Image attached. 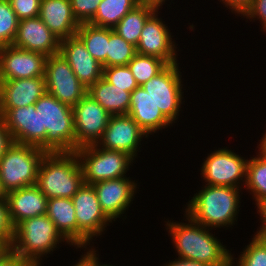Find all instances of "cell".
I'll return each mask as SVG.
<instances>
[{"label":"cell","instance_id":"cell-3","mask_svg":"<svg viewBox=\"0 0 266 266\" xmlns=\"http://www.w3.org/2000/svg\"><path fill=\"white\" fill-rule=\"evenodd\" d=\"M239 194V188L236 187L204 186L188 202L185 215L211 230L232 226L237 221V209L241 200Z\"/></svg>","mask_w":266,"mask_h":266},{"label":"cell","instance_id":"cell-22","mask_svg":"<svg viewBox=\"0 0 266 266\" xmlns=\"http://www.w3.org/2000/svg\"><path fill=\"white\" fill-rule=\"evenodd\" d=\"M38 17L60 41L75 36L80 27L70 0H41Z\"/></svg>","mask_w":266,"mask_h":266},{"label":"cell","instance_id":"cell-6","mask_svg":"<svg viewBox=\"0 0 266 266\" xmlns=\"http://www.w3.org/2000/svg\"><path fill=\"white\" fill-rule=\"evenodd\" d=\"M46 152L34 145L13 142L0 158V178L4 190L35 185L38 169Z\"/></svg>","mask_w":266,"mask_h":266},{"label":"cell","instance_id":"cell-26","mask_svg":"<svg viewBox=\"0 0 266 266\" xmlns=\"http://www.w3.org/2000/svg\"><path fill=\"white\" fill-rule=\"evenodd\" d=\"M156 10L159 9L151 4L140 3L130 10L113 30L136 47L145 22Z\"/></svg>","mask_w":266,"mask_h":266},{"label":"cell","instance_id":"cell-16","mask_svg":"<svg viewBox=\"0 0 266 266\" xmlns=\"http://www.w3.org/2000/svg\"><path fill=\"white\" fill-rule=\"evenodd\" d=\"M128 177L98 181L93 185L102 211L112 221H115L135 198L136 182Z\"/></svg>","mask_w":266,"mask_h":266},{"label":"cell","instance_id":"cell-33","mask_svg":"<svg viewBox=\"0 0 266 266\" xmlns=\"http://www.w3.org/2000/svg\"><path fill=\"white\" fill-rule=\"evenodd\" d=\"M237 266H266V239L256 233L249 245L240 254Z\"/></svg>","mask_w":266,"mask_h":266},{"label":"cell","instance_id":"cell-20","mask_svg":"<svg viewBox=\"0 0 266 266\" xmlns=\"http://www.w3.org/2000/svg\"><path fill=\"white\" fill-rule=\"evenodd\" d=\"M45 92V76L2 81L0 110L34 105Z\"/></svg>","mask_w":266,"mask_h":266},{"label":"cell","instance_id":"cell-46","mask_svg":"<svg viewBox=\"0 0 266 266\" xmlns=\"http://www.w3.org/2000/svg\"><path fill=\"white\" fill-rule=\"evenodd\" d=\"M165 1L166 0H138L139 3L151 4V5L155 6V7H157L158 9L160 8V6L163 5V3H165Z\"/></svg>","mask_w":266,"mask_h":266},{"label":"cell","instance_id":"cell-36","mask_svg":"<svg viewBox=\"0 0 266 266\" xmlns=\"http://www.w3.org/2000/svg\"><path fill=\"white\" fill-rule=\"evenodd\" d=\"M18 20L39 16L41 0H9Z\"/></svg>","mask_w":266,"mask_h":266},{"label":"cell","instance_id":"cell-9","mask_svg":"<svg viewBox=\"0 0 266 266\" xmlns=\"http://www.w3.org/2000/svg\"><path fill=\"white\" fill-rule=\"evenodd\" d=\"M180 73L178 63L168 64L158 75L141 85L172 123L178 119L183 100Z\"/></svg>","mask_w":266,"mask_h":266},{"label":"cell","instance_id":"cell-28","mask_svg":"<svg viewBox=\"0 0 266 266\" xmlns=\"http://www.w3.org/2000/svg\"><path fill=\"white\" fill-rule=\"evenodd\" d=\"M138 4H140L138 0H102L94 18L89 23L95 26L114 28Z\"/></svg>","mask_w":266,"mask_h":266},{"label":"cell","instance_id":"cell-24","mask_svg":"<svg viewBox=\"0 0 266 266\" xmlns=\"http://www.w3.org/2000/svg\"><path fill=\"white\" fill-rule=\"evenodd\" d=\"M46 215L55 224L66 242L77 249V219L71 198H50Z\"/></svg>","mask_w":266,"mask_h":266},{"label":"cell","instance_id":"cell-12","mask_svg":"<svg viewBox=\"0 0 266 266\" xmlns=\"http://www.w3.org/2000/svg\"><path fill=\"white\" fill-rule=\"evenodd\" d=\"M247 161L232 150L218 149L202 163L201 175L206 185L241 188L240 181L246 180Z\"/></svg>","mask_w":266,"mask_h":266},{"label":"cell","instance_id":"cell-51","mask_svg":"<svg viewBox=\"0 0 266 266\" xmlns=\"http://www.w3.org/2000/svg\"><path fill=\"white\" fill-rule=\"evenodd\" d=\"M233 260H234V257L232 256V262H230L227 266H234L233 264H235V262Z\"/></svg>","mask_w":266,"mask_h":266},{"label":"cell","instance_id":"cell-49","mask_svg":"<svg viewBox=\"0 0 266 266\" xmlns=\"http://www.w3.org/2000/svg\"><path fill=\"white\" fill-rule=\"evenodd\" d=\"M257 232L262 234L264 236V238L266 239V226H261L260 230Z\"/></svg>","mask_w":266,"mask_h":266},{"label":"cell","instance_id":"cell-39","mask_svg":"<svg viewBox=\"0 0 266 266\" xmlns=\"http://www.w3.org/2000/svg\"><path fill=\"white\" fill-rule=\"evenodd\" d=\"M0 266H35L30 261L22 258L10 250L5 257L0 260Z\"/></svg>","mask_w":266,"mask_h":266},{"label":"cell","instance_id":"cell-19","mask_svg":"<svg viewBox=\"0 0 266 266\" xmlns=\"http://www.w3.org/2000/svg\"><path fill=\"white\" fill-rule=\"evenodd\" d=\"M0 116L13 142L37 147L41 145L40 117L34 105L0 110Z\"/></svg>","mask_w":266,"mask_h":266},{"label":"cell","instance_id":"cell-34","mask_svg":"<svg viewBox=\"0 0 266 266\" xmlns=\"http://www.w3.org/2000/svg\"><path fill=\"white\" fill-rule=\"evenodd\" d=\"M102 77L124 91L132 92L138 84L127 65L103 68Z\"/></svg>","mask_w":266,"mask_h":266},{"label":"cell","instance_id":"cell-30","mask_svg":"<svg viewBox=\"0 0 266 266\" xmlns=\"http://www.w3.org/2000/svg\"><path fill=\"white\" fill-rule=\"evenodd\" d=\"M168 64L157 57L136 53L127 64L138 86L158 75Z\"/></svg>","mask_w":266,"mask_h":266},{"label":"cell","instance_id":"cell-25","mask_svg":"<svg viewBox=\"0 0 266 266\" xmlns=\"http://www.w3.org/2000/svg\"><path fill=\"white\" fill-rule=\"evenodd\" d=\"M87 93L109 114H128L131 92L109 83L103 77L88 88Z\"/></svg>","mask_w":266,"mask_h":266},{"label":"cell","instance_id":"cell-7","mask_svg":"<svg viewBox=\"0 0 266 266\" xmlns=\"http://www.w3.org/2000/svg\"><path fill=\"white\" fill-rule=\"evenodd\" d=\"M74 152L86 184L125 177L129 166L135 160L123 151L107 150L97 144L77 148Z\"/></svg>","mask_w":266,"mask_h":266},{"label":"cell","instance_id":"cell-5","mask_svg":"<svg viewBox=\"0 0 266 266\" xmlns=\"http://www.w3.org/2000/svg\"><path fill=\"white\" fill-rule=\"evenodd\" d=\"M65 240L45 214L25 219L14 228L11 250L35 266H41V256L50 254L57 244Z\"/></svg>","mask_w":266,"mask_h":266},{"label":"cell","instance_id":"cell-2","mask_svg":"<svg viewBox=\"0 0 266 266\" xmlns=\"http://www.w3.org/2000/svg\"><path fill=\"white\" fill-rule=\"evenodd\" d=\"M40 117L41 145L46 153H73L75 130L72 107L45 92L34 104Z\"/></svg>","mask_w":266,"mask_h":266},{"label":"cell","instance_id":"cell-38","mask_svg":"<svg viewBox=\"0 0 266 266\" xmlns=\"http://www.w3.org/2000/svg\"><path fill=\"white\" fill-rule=\"evenodd\" d=\"M249 18V20L252 18H258L259 21L262 23V29L266 30V0H253L252 5L250 8L246 11V13L243 15Z\"/></svg>","mask_w":266,"mask_h":266},{"label":"cell","instance_id":"cell-42","mask_svg":"<svg viewBox=\"0 0 266 266\" xmlns=\"http://www.w3.org/2000/svg\"><path fill=\"white\" fill-rule=\"evenodd\" d=\"M95 248L91 250L89 249L84 255H82L77 262V264L73 266H95Z\"/></svg>","mask_w":266,"mask_h":266},{"label":"cell","instance_id":"cell-15","mask_svg":"<svg viewBox=\"0 0 266 266\" xmlns=\"http://www.w3.org/2000/svg\"><path fill=\"white\" fill-rule=\"evenodd\" d=\"M156 10L145 22L136 46V52L142 55L154 56L167 64L177 63L176 45L173 44L171 32L158 18ZM161 19V20H160Z\"/></svg>","mask_w":266,"mask_h":266},{"label":"cell","instance_id":"cell-47","mask_svg":"<svg viewBox=\"0 0 266 266\" xmlns=\"http://www.w3.org/2000/svg\"><path fill=\"white\" fill-rule=\"evenodd\" d=\"M264 134L265 135L261 138L262 140H260V144L258 145L260 146L258 150L266 156V132Z\"/></svg>","mask_w":266,"mask_h":266},{"label":"cell","instance_id":"cell-17","mask_svg":"<svg viewBox=\"0 0 266 266\" xmlns=\"http://www.w3.org/2000/svg\"><path fill=\"white\" fill-rule=\"evenodd\" d=\"M59 53L69 63L74 74L86 88L102 78V64L92 57L77 35L60 41Z\"/></svg>","mask_w":266,"mask_h":266},{"label":"cell","instance_id":"cell-32","mask_svg":"<svg viewBox=\"0 0 266 266\" xmlns=\"http://www.w3.org/2000/svg\"><path fill=\"white\" fill-rule=\"evenodd\" d=\"M18 18L9 0H0V47L12 45L17 29Z\"/></svg>","mask_w":266,"mask_h":266},{"label":"cell","instance_id":"cell-44","mask_svg":"<svg viewBox=\"0 0 266 266\" xmlns=\"http://www.w3.org/2000/svg\"><path fill=\"white\" fill-rule=\"evenodd\" d=\"M11 250V246L5 241H0V260Z\"/></svg>","mask_w":266,"mask_h":266},{"label":"cell","instance_id":"cell-21","mask_svg":"<svg viewBox=\"0 0 266 266\" xmlns=\"http://www.w3.org/2000/svg\"><path fill=\"white\" fill-rule=\"evenodd\" d=\"M8 217L13 228L25 219L45 215L48 198L31 185L7 193Z\"/></svg>","mask_w":266,"mask_h":266},{"label":"cell","instance_id":"cell-37","mask_svg":"<svg viewBox=\"0 0 266 266\" xmlns=\"http://www.w3.org/2000/svg\"><path fill=\"white\" fill-rule=\"evenodd\" d=\"M14 237V228L8 217V206L6 200H0V241H5L10 246Z\"/></svg>","mask_w":266,"mask_h":266},{"label":"cell","instance_id":"cell-31","mask_svg":"<svg viewBox=\"0 0 266 266\" xmlns=\"http://www.w3.org/2000/svg\"><path fill=\"white\" fill-rule=\"evenodd\" d=\"M136 47L109 28L107 67L127 65L136 54Z\"/></svg>","mask_w":266,"mask_h":266},{"label":"cell","instance_id":"cell-1","mask_svg":"<svg viewBox=\"0 0 266 266\" xmlns=\"http://www.w3.org/2000/svg\"><path fill=\"white\" fill-rule=\"evenodd\" d=\"M188 224L167 222L178 257L206 263L210 266H227L232 255L224 245L209 232V228L193 221L186 215Z\"/></svg>","mask_w":266,"mask_h":266},{"label":"cell","instance_id":"cell-40","mask_svg":"<svg viewBox=\"0 0 266 266\" xmlns=\"http://www.w3.org/2000/svg\"><path fill=\"white\" fill-rule=\"evenodd\" d=\"M225 6L229 7L234 13L244 15L252 5L253 0H221Z\"/></svg>","mask_w":266,"mask_h":266},{"label":"cell","instance_id":"cell-14","mask_svg":"<svg viewBox=\"0 0 266 266\" xmlns=\"http://www.w3.org/2000/svg\"><path fill=\"white\" fill-rule=\"evenodd\" d=\"M47 56L13 45L0 47V82L45 75Z\"/></svg>","mask_w":266,"mask_h":266},{"label":"cell","instance_id":"cell-41","mask_svg":"<svg viewBox=\"0 0 266 266\" xmlns=\"http://www.w3.org/2000/svg\"><path fill=\"white\" fill-rule=\"evenodd\" d=\"M13 143L9 130L5 127L4 121L0 116V158L7 151L8 147Z\"/></svg>","mask_w":266,"mask_h":266},{"label":"cell","instance_id":"cell-29","mask_svg":"<svg viewBox=\"0 0 266 266\" xmlns=\"http://www.w3.org/2000/svg\"><path fill=\"white\" fill-rule=\"evenodd\" d=\"M243 183L253 194L257 208L266 201V156L260 151L257 157L247 161L246 180Z\"/></svg>","mask_w":266,"mask_h":266},{"label":"cell","instance_id":"cell-45","mask_svg":"<svg viewBox=\"0 0 266 266\" xmlns=\"http://www.w3.org/2000/svg\"><path fill=\"white\" fill-rule=\"evenodd\" d=\"M258 213H260V217L262 220V226H266V201L263 202L258 208Z\"/></svg>","mask_w":266,"mask_h":266},{"label":"cell","instance_id":"cell-11","mask_svg":"<svg viewBox=\"0 0 266 266\" xmlns=\"http://www.w3.org/2000/svg\"><path fill=\"white\" fill-rule=\"evenodd\" d=\"M75 150L83 146L97 144L110 119L109 114L88 93L72 107Z\"/></svg>","mask_w":266,"mask_h":266},{"label":"cell","instance_id":"cell-10","mask_svg":"<svg viewBox=\"0 0 266 266\" xmlns=\"http://www.w3.org/2000/svg\"><path fill=\"white\" fill-rule=\"evenodd\" d=\"M44 76L46 92L61 103L73 107L87 94L88 88L79 81L60 53L47 57Z\"/></svg>","mask_w":266,"mask_h":266},{"label":"cell","instance_id":"cell-48","mask_svg":"<svg viewBox=\"0 0 266 266\" xmlns=\"http://www.w3.org/2000/svg\"><path fill=\"white\" fill-rule=\"evenodd\" d=\"M7 199V192L4 190V187L2 185V181L0 178V200H6Z\"/></svg>","mask_w":266,"mask_h":266},{"label":"cell","instance_id":"cell-23","mask_svg":"<svg viewBox=\"0 0 266 266\" xmlns=\"http://www.w3.org/2000/svg\"><path fill=\"white\" fill-rule=\"evenodd\" d=\"M131 116L138 125L149 135L161 128L172 125V122L161 112L148 92L142 86H138L131 92L130 109Z\"/></svg>","mask_w":266,"mask_h":266},{"label":"cell","instance_id":"cell-50","mask_svg":"<svg viewBox=\"0 0 266 266\" xmlns=\"http://www.w3.org/2000/svg\"><path fill=\"white\" fill-rule=\"evenodd\" d=\"M99 258L97 257V254L95 253V266H113V265H108V264H102L99 263Z\"/></svg>","mask_w":266,"mask_h":266},{"label":"cell","instance_id":"cell-27","mask_svg":"<svg viewBox=\"0 0 266 266\" xmlns=\"http://www.w3.org/2000/svg\"><path fill=\"white\" fill-rule=\"evenodd\" d=\"M76 35L83 41L88 52L102 67H107V48L109 42V28L81 23Z\"/></svg>","mask_w":266,"mask_h":266},{"label":"cell","instance_id":"cell-13","mask_svg":"<svg viewBox=\"0 0 266 266\" xmlns=\"http://www.w3.org/2000/svg\"><path fill=\"white\" fill-rule=\"evenodd\" d=\"M144 136L149 135L128 114L111 115L97 145L107 150L123 151L135 159Z\"/></svg>","mask_w":266,"mask_h":266},{"label":"cell","instance_id":"cell-4","mask_svg":"<svg viewBox=\"0 0 266 266\" xmlns=\"http://www.w3.org/2000/svg\"><path fill=\"white\" fill-rule=\"evenodd\" d=\"M84 184L75 152L46 153L38 169L36 185L48 198H72Z\"/></svg>","mask_w":266,"mask_h":266},{"label":"cell","instance_id":"cell-18","mask_svg":"<svg viewBox=\"0 0 266 266\" xmlns=\"http://www.w3.org/2000/svg\"><path fill=\"white\" fill-rule=\"evenodd\" d=\"M12 45L48 57L59 53L60 40L39 17H35L18 22L17 33Z\"/></svg>","mask_w":266,"mask_h":266},{"label":"cell","instance_id":"cell-8","mask_svg":"<svg viewBox=\"0 0 266 266\" xmlns=\"http://www.w3.org/2000/svg\"><path fill=\"white\" fill-rule=\"evenodd\" d=\"M71 200L77 219V247L87 248L92 237L102 235L112 221L102 211L92 184L84 183Z\"/></svg>","mask_w":266,"mask_h":266},{"label":"cell","instance_id":"cell-35","mask_svg":"<svg viewBox=\"0 0 266 266\" xmlns=\"http://www.w3.org/2000/svg\"><path fill=\"white\" fill-rule=\"evenodd\" d=\"M102 0H70L73 14L77 21L89 23L95 16Z\"/></svg>","mask_w":266,"mask_h":266},{"label":"cell","instance_id":"cell-43","mask_svg":"<svg viewBox=\"0 0 266 266\" xmlns=\"http://www.w3.org/2000/svg\"><path fill=\"white\" fill-rule=\"evenodd\" d=\"M165 266H210V265L195 260H189L178 257V259L169 262V264H165Z\"/></svg>","mask_w":266,"mask_h":266}]
</instances>
